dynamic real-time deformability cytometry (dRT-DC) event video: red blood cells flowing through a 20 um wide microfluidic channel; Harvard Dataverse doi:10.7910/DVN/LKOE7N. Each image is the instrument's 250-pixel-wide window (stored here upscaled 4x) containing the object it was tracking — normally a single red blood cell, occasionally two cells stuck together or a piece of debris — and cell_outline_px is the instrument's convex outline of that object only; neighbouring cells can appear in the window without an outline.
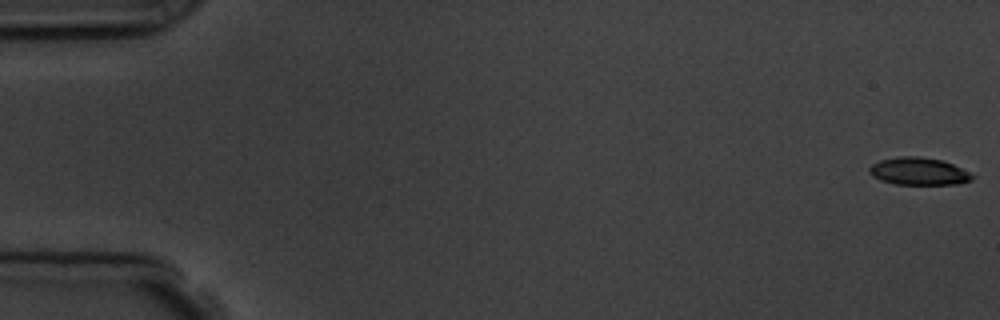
{"species": "common noctule bat (a hibernating species)", "species_latin": "Nyctalus noctula", "temperature_condition": "room temperature", "stored_images_in_passage": 5, "camera_frame_rate_fps": 3000, "um_per_image_px": 0.085, "animal": {"sex": "male", "body_mass_g": 19.5, "forearm_length_mm": 54.6}, "frame": {"image": 1, "passage_image": 1, "time_ms": 0.0, "image_size_px": [1000, 320], "cell_outline_px": [[976, 176], [972, 180], [956, 184], [896, 184], [880, 180], [872, 176], [868, 172], [868, 168], [872, 164], [880, 160], [900, 156], [920, 156], [940, 160], [952, 164]], "centroid_in_image_um": [78.06, 14.56], "position_along_channel_um": 6.9, "area_um2": 16.42}}